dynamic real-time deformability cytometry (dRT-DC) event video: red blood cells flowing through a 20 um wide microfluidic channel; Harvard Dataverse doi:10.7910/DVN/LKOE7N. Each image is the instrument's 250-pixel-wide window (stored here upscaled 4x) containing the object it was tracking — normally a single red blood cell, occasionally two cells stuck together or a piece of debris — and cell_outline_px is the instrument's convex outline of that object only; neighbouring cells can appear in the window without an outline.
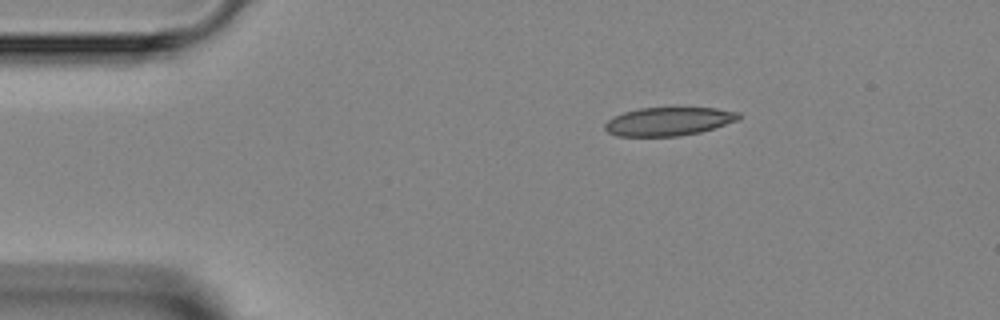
{"species": "Egyptian fruit bat (a non-hibernating species)", "species_latin": "Rousettus aegyptiacus", "temperature_condition": "room temperature", "stored_images_in_passage": 4, "camera_frame_rate_fps": 3000, "um_per_image_px": 0.085, "animal": {"sex": "female"}, "frame": {"image": 1, "passage_image": 1, "time_ms": 0.0, "image_size_px": [1000, 320], "cell_outline_px": [[740, 116], [736, 120], [700, 132], [680, 136], [616, 136], [608, 132], [604, 128], [604, 124], [608, 120], [624, 112], [640, 108], [716, 108], [740, 112]], "centroid_in_image_um": [56.8, 10.32], "position_along_channel_um": 28.2, "area_um2": 21.91}}
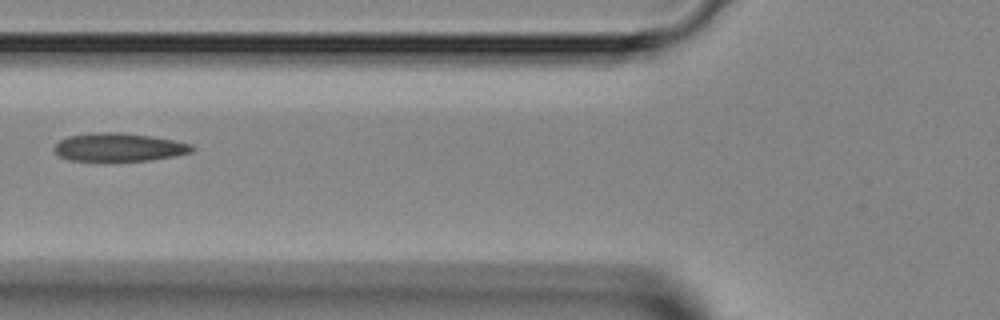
{"frame": {"image": 2, "passage_image": 3, "time_ms": 3.333, "image_size_px": [1000, 320], "cell_outline_px": [[196, 148], [192, 152], [176, 156], [152, 160], [68, 160], [60, 156], [52, 148], [60, 140], [68, 136], [88, 132], [124, 132], [152, 136], [192, 144]], "centroid_in_image_um": [10.13, 12.49], "position_along_channel_um": 115.7, "area_um2": 22.77}}
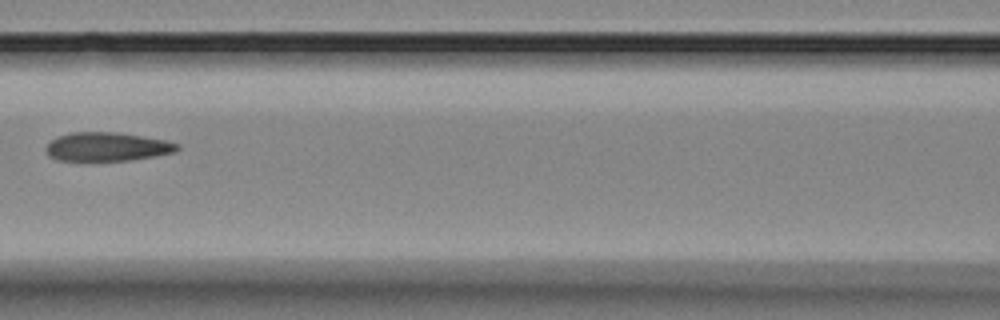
{"frame": {"image": 3, "passage_image": 4, "time_ms": 4.333, "image_size_px": [1000, 320], "cell_outline_px": [[180, 148], [176, 152], [156, 156], [132, 160], [56, 160], [48, 156], [44, 148], [56, 136], [72, 132], [116, 132], [168, 140], [180, 144]], "centroid_in_image_um": [9.13, 12.47], "position_along_channel_um": 157.5, "area_um2": 22.2}}